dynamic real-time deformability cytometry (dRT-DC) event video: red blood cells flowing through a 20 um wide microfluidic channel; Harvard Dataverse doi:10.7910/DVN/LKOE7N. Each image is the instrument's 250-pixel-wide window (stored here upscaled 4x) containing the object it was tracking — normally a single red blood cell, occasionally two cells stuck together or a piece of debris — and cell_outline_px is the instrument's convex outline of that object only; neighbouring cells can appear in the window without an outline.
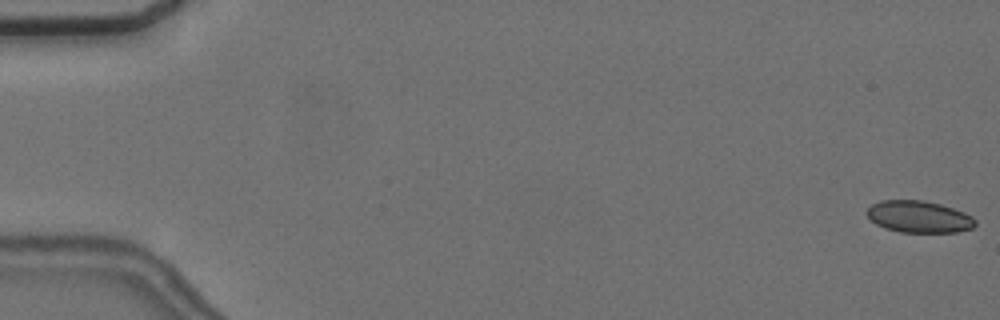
{"species": "common noctule bat (a hibernating species)", "species_latin": "Nyctalus noctula", "temperature_condition": "cold", "stored_images_in_passage": 7, "camera_frame_rate_fps": 3000, "um_per_image_px": 0.085, "animal": {"sex": "female", "body_mass_g": 24.6, "forearm_length_mm": 56.2}, "frame": {"image": 1, "passage_image": 1, "time_ms": 0.0, "image_size_px": [1000, 320], "cell_outline_px": [[976, 224], [972, 228], [956, 232], [900, 232], [884, 228], [876, 224], [864, 212], [872, 204], [880, 200], [924, 200], [940, 204], [964, 212], [972, 216], [976, 220]], "centroid_in_image_um": [78.09, 18.42], "position_along_channel_um": 6.9, "area_um2": 20.17}}
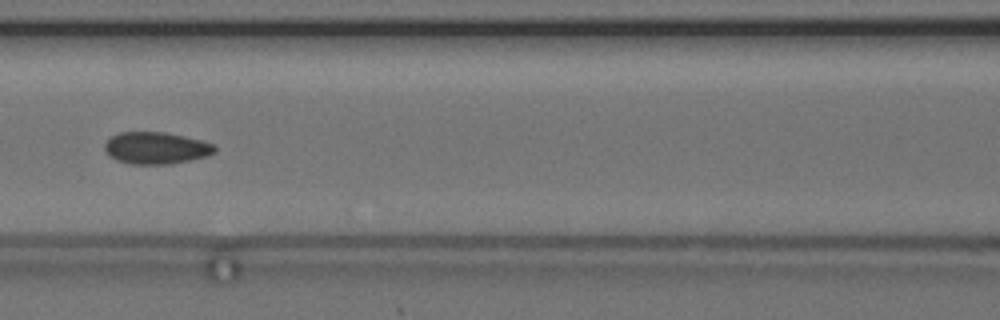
{"frame": {"image": 2, "passage_image": 6, "time_ms": 8.333, "image_size_px": [1000, 320], "cell_outline_px": [[216, 152], [208, 156], [168, 164], [128, 164], [116, 160], [108, 156], [104, 148], [104, 144], [112, 136], [120, 132], [164, 132], [184, 136], [200, 140], [212, 144], [216, 148]], "centroid_in_image_um": [13.23, 12.59], "position_along_channel_um": 153.4, "area_um2": 20.46}}